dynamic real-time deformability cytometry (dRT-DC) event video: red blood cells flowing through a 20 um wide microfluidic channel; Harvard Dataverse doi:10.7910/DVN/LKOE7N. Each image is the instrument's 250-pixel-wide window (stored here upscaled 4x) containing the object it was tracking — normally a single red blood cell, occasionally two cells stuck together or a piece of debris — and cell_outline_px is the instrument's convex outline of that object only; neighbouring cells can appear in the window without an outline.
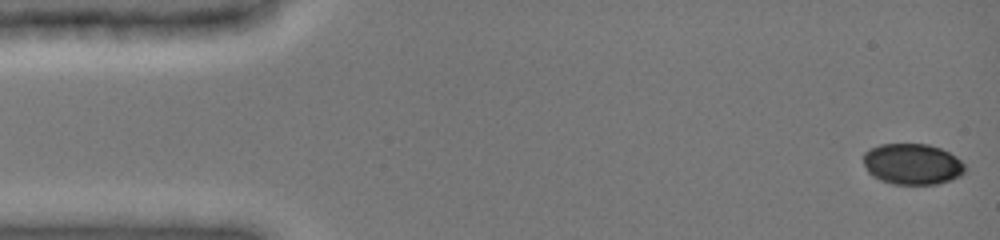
{"species": "common noctule bat (a hibernating species)", "species_latin": "Nyctalus noctula", "temperature_condition": "cold", "stored_images_in_passage": 48, "camera_frame_rate_fps": 3000, "um_per_image_px": 0.085, "animal": {"sex": "female", "body_mass_g": 19.0, "forearm_length_mm": 51.5}, "frame": {"image": 1, "passage_image": 1, "time_ms": 0.0, "image_size_px": [1000, 240], "cell_outline_px": [[964, 172], [960, 176], [936, 184], [896, 184], [880, 180], [868, 172], [864, 164], [864, 152], [868, 148], [880, 144], [928, 144], [940, 148], [956, 156], [964, 164]], "centroid_in_image_um": [77.53, 13.93], "position_along_channel_um": 7.5, "area_um2": 24.16}}
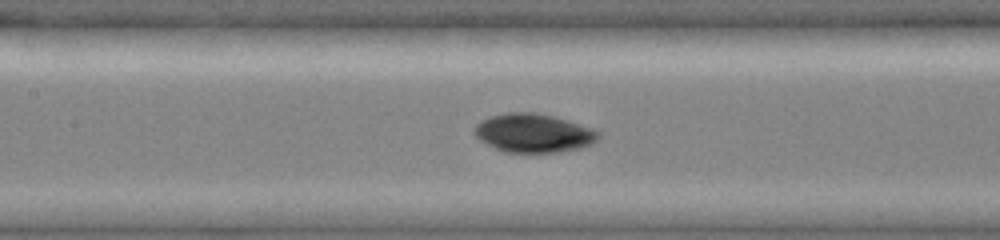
{"frame": {"image": 2, "passage_image": 22, "time_ms": 7.0, "image_size_px": [1000, 240], "cell_outline_px": [[600, 136], [596, 140], [580, 148], [556, 152], [504, 152], [480, 140], [476, 136], [472, 128], [480, 120], [492, 116], [508, 112], [536, 112], [552, 116], [592, 128], [600, 132]], "centroid_in_image_um": [45.31, 11.3], "position_along_channel_um": 162.1, "area_um2": 27.69}}
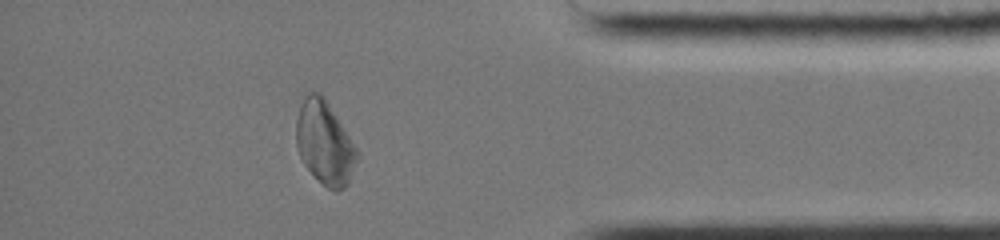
{"frame": {"image": 3, "passage_image": 42, "time_ms": 13.667, "image_size_px": [1000, 240], "cell_outline_px": [[356, 160], [348, 184], [344, 188], [328, 188], [304, 164], [300, 156], [296, 144], [296, 120], [300, 104], [304, 92], [320, 92], [324, 96], [356, 148]], "centroid_in_image_um": [27.55, 12.06], "position_along_channel_um": 407.7, "area_um2": 28.9}, "authors_computed_cell_mechanics": {"area_um2": 27.3972, "velocity_mm_per_s": 3.9264, "shape_relaxation_time_tau1_ms": null, "shape_relaxation_time_tau2_ms": 2.7024, "deformation_change_tau1": null, "deformation_change_tau2": 0.0406}}